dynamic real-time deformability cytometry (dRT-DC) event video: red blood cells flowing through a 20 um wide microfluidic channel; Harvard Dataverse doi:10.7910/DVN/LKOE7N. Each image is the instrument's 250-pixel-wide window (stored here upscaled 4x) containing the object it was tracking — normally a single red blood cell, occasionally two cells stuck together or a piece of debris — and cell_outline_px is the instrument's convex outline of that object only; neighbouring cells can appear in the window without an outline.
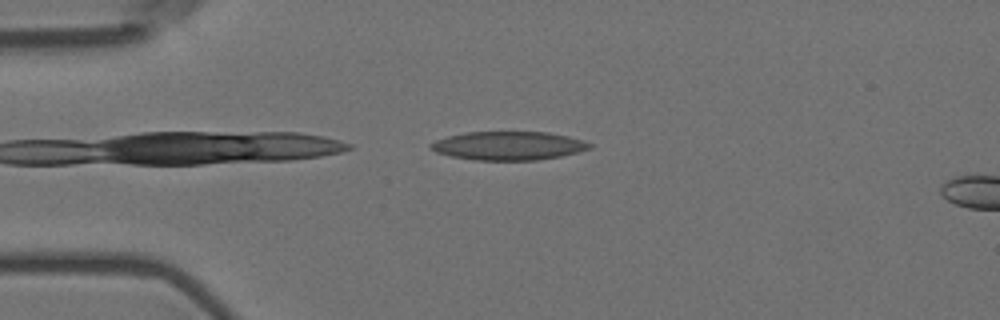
{"species": "Egyptian fruit bat (a non-hibernating species)", "species_latin": "Rousettus aegyptiacus", "temperature_condition": "room temperature", "stored_images_in_passage": 4, "camera_frame_rate_fps": 3000, "um_per_image_px": 0.085, "animal": {"sex": "female"}, "frame": {"image": 1, "passage_image": 3, "time_ms": 0.667, "image_size_px": [1000, 320], "cell_outline_px": [[592, 148], [560, 156], [536, 160], [476, 160], [452, 156], [436, 152], [428, 148], [428, 144], [436, 140], [448, 136], [464, 132], [548, 132], [568, 136], [584, 140], [592, 144]], "centroid_in_image_um": [43.21, 12.38], "position_along_channel_um": 41.8, "area_um2": 26.47}}